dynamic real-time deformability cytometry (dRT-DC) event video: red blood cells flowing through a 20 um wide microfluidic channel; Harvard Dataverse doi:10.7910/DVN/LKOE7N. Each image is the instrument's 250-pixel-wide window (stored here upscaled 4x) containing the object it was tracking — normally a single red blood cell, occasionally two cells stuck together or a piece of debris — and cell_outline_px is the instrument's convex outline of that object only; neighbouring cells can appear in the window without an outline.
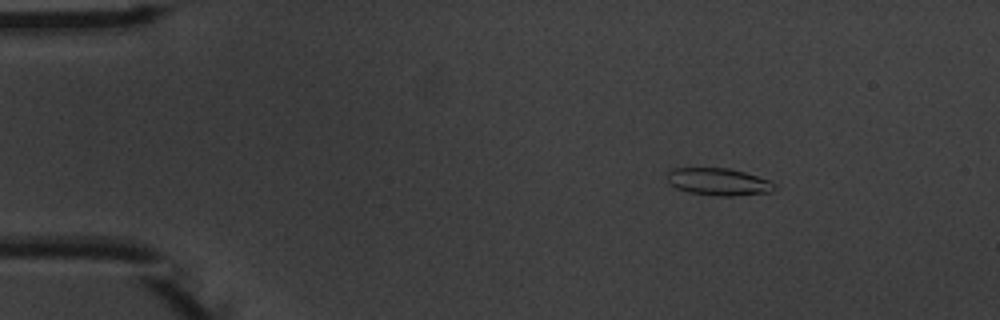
{"species": "common noctule bat (a hibernating species)", "species_latin": "Nyctalus noctula", "temperature_condition": "warm", "stored_images_in_passage": 5, "camera_frame_rate_fps": 3000, "um_per_image_px": 0.085, "animal": {"sex": "male", "body_mass_g": 20.1, "forearm_length_mm": 53.5}, "frame": {"image": 1, "passage_image": 2, "time_ms": 1.333, "image_size_px": [1000, 320], "cell_outline_px": [[776, 188], [768, 192], [732, 196], [712, 196], [688, 192], [676, 188], [668, 184], [668, 172], [672, 168], [728, 168], [744, 172], [768, 180]], "centroid_in_image_um": [61.0, 15.45], "position_along_channel_um": 24.0, "area_um2": 16.94}}
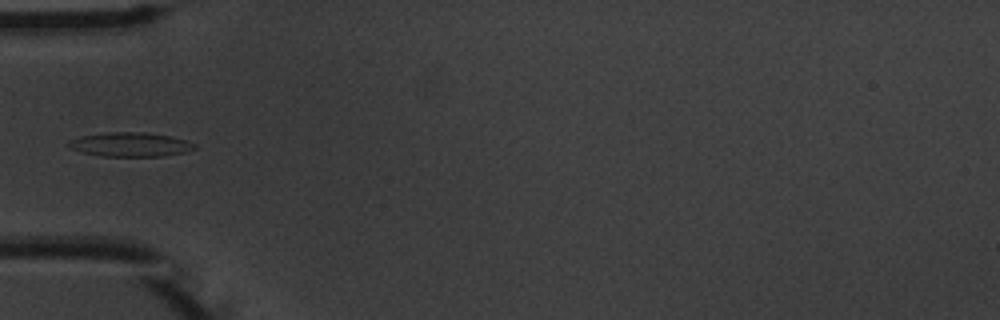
{"frame": {"image": 2, "passage_image": 5, "time_ms": 4.667, "image_size_px": [1000, 320], "cell_outline_px": [[196, 148], [184, 152], [164, 156], [100, 156], [80, 152], [64, 144], [68, 140], [80, 136], [108, 132], [144, 132], [172, 136], [188, 140], [196, 144]], "centroid_in_image_um": [11.06, 12.28], "position_along_channel_um": 73.9, "area_um2": 17.98}}